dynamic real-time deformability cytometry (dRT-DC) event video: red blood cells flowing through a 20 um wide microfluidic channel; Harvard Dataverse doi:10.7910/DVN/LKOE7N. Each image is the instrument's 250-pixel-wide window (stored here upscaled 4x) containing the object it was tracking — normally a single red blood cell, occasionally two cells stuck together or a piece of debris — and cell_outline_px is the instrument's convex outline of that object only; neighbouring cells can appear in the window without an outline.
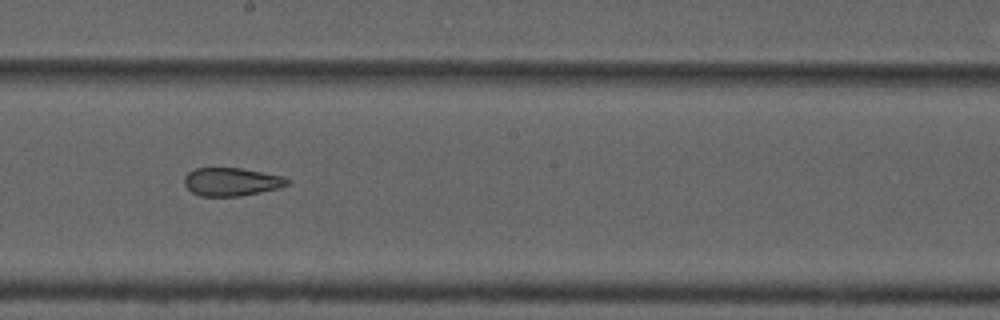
{"species": "common noctule bat (a hibernating species)", "species_latin": "Nyctalus noctula", "temperature_condition": "cold", "stored_images_in_passage": 35, "camera_frame_rate_fps": 3000, "um_per_image_px": 0.085, "animal": {"sex": "male", "forearm_length_mm": 52.5}, "frame": {"image": 1, "passage_image": 16, "time_ms": 5.0, "image_size_px": [1000, 320], "cell_outline_px": [[292, 180], [288, 184], [280, 188], [240, 196], [200, 196], [192, 192], [184, 184], [184, 176], [188, 172], [196, 168], [240, 168], [284, 176]], "centroid_in_image_um": [19.7, 15.45], "position_along_channel_um": 228.5, "area_um2": 16.99}, "authors_computed_cell_mechanics": {"area_um2": 18.7272, "velocity_mm_per_s": 3.7307, "shape_relaxation_time_tau1_ms": null, "shape_relaxation_time_tau2_ms": 2.1255, "deformation_change_tau1": null, "deformation_change_tau2": 0.0975}}